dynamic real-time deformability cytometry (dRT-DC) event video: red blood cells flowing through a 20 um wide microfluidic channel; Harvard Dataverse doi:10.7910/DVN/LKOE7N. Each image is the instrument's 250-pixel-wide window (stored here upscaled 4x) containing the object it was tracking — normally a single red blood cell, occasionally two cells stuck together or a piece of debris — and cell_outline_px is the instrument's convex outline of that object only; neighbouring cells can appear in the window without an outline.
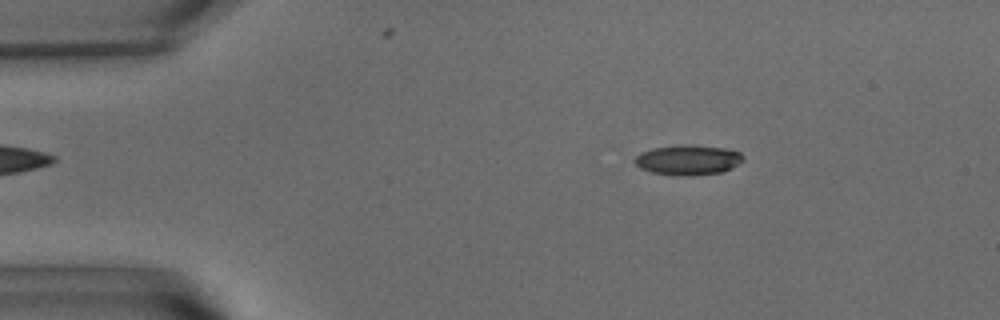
{"species": "common noctule bat (a hibernating species)", "species_latin": "Nyctalus noctula", "temperature_condition": "warm", "stored_images_in_passage": 55, "camera_frame_rate_fps": 3000, "um_per_image_px": 0.085, "animal": {"sex": "male", "body_mass_g": 15.6}, "frame": {"image": 1, "passage_image": 9, "time_ms": 2.667, "image_size_px": [1000, 320], "cell_outline_px": [[744, 160], [740, 164], [720, 172], [684, 176], [652, 172], [640, 168], [632, 160], [640, 152], [652, 148], [724, 148], [740, 152], [744, 156]], "centroid_in_image_um": [58.48, 13.65], "position_along_channel_um": 26.5, "area_um2": 17.86}}
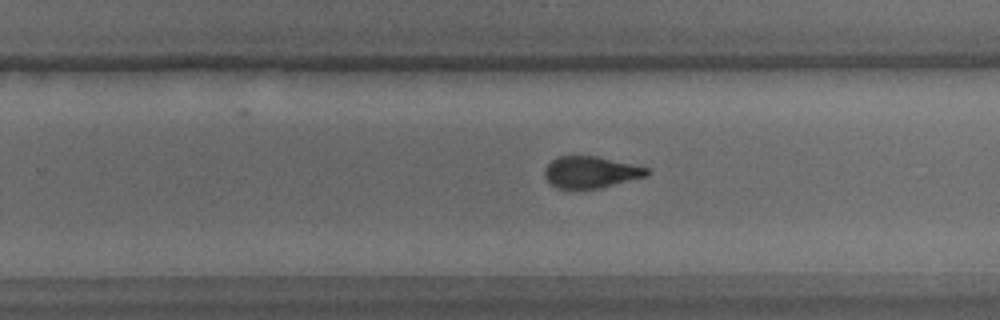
{"frame": {"image": 2, "passage_image": 35, "time_ms": 11.333, "image_size_px": [1000, 320], "cell_outline_px": [[652, 172], [648, 176], [600, 188], [556, 188], [544, 176], [544, 168], [556, 156], [596, 156], [632, 164], [648, 168]], "centroid_in_image_um": [50.23, 14.63], "position_along_channel_um": 279.6, "area_um2": 18.84}}
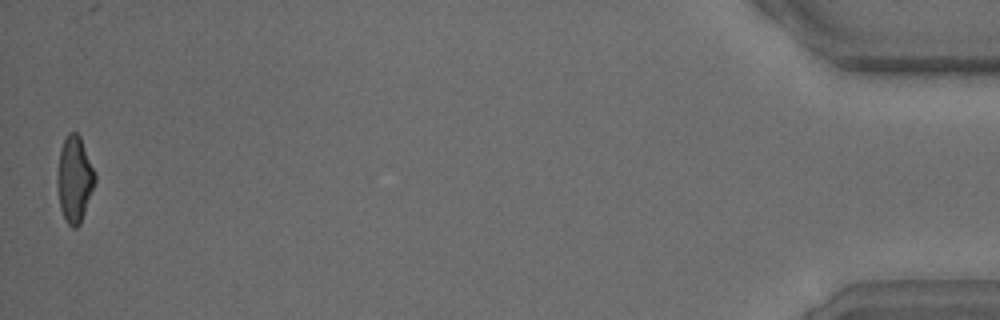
{"frame": {"image": 3, "passage_image": 55, "time_ms": 18.0, "image_size_px": [1000, 320], "cell_outline_px": [[96, 180], [80, 224], [76, 228], [72, 228], [68, 224], [60, 208], [56, 188], [56, 176], [60, 148], [68, 132], [76, 132], [80, 136], [96, 172]], "centroid_in_image_um": [6.32, 15.21], "position_along_channel_um": 428.9, "area_um2": 19.13}, "authors_computed_cell_mechanics": {"area_um2": 19.3052, "velocity_mm_per_s": 3.6375, "shape_relaxation_time_tau1_ms": 6.1963, "shape_relaxation_time_tau2_ms": 1.9522, "deformation_change_tau1": 0.2303, "deformation_change_tau2": 0.0982}}